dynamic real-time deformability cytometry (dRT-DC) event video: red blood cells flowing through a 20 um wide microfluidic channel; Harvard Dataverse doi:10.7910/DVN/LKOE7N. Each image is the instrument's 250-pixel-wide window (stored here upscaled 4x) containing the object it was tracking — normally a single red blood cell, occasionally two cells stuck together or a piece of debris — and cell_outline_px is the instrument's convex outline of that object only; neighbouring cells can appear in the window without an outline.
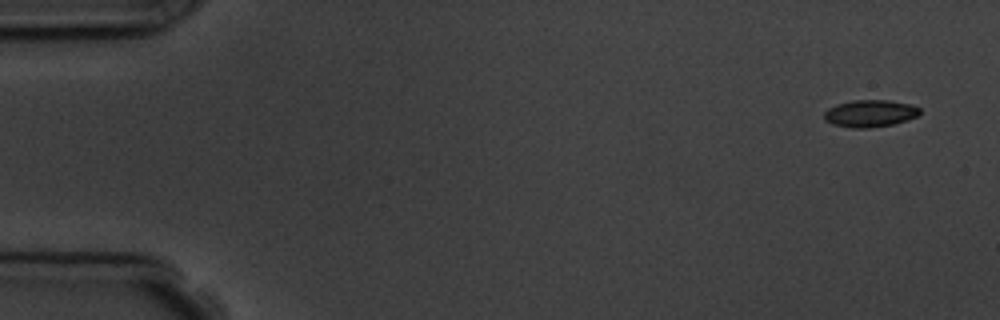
{"species": "common noctule bat (a hibernating species)", "species_latin": "Nyctalus noctula", "temperature_condition": "room temperature", "stored_images_in_passage": 5, "camera_frame_rate_fps": 3000, "um_per_image_px": 0.085, "animal": {"sex": "male", "body_mass_g": 19.5, "forearm_length_mm": 54.6}, "frame": {"image": 1, "passage_image": 1, "time_ms": 0.0, "image_size_px": [1000, 320], "cell_outline_px": [[920, 112], [916, 116], [908, 120], [892, 124], [868, 128], [852, 128], [832, 124], [824, 120], [824, 112], [828, 108], [836, 104], [852, 100], [888, 100], [908, 104], [920, 108]], "centroid_in_image_um": [73.91, 9.64], "position_along_channel_um": 11.1, "area_um2": 15.09}}
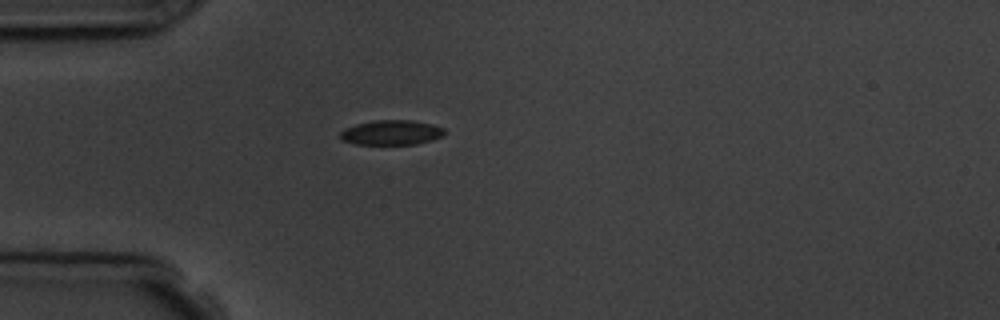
{"frame": {"image": 2, "passage_image": 5, "time_ms": 4.333, "image_size_px": [1000, 320], "cell_outline_px": [[444, 136], [432, 140], [416, 144], [356, 144], [340, 140], [340, 132], [344, 128], [356, 124], [372, 120], [412, 120], [432, 124], [444, 128]], "centroid_in_image_um": [33.25, 11.26], "position_along_channel_um": 51.7, "area_um2": 15.2}}